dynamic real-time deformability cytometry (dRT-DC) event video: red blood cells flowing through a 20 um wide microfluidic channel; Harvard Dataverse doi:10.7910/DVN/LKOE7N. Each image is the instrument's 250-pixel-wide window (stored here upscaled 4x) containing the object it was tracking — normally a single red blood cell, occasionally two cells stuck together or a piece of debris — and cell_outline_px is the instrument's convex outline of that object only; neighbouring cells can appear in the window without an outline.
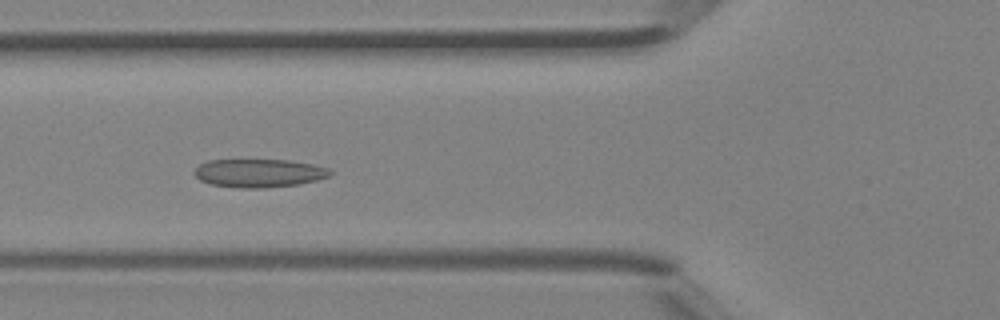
{"species": "Egyptian fruit bat (a non-hibernating species)", "species_latin": "Rousettus aegyptiacus", "temperature_condition": "room temperature", "stored_images_in_passage": 5, "camera_frame_rate_fps": 3000, "um_per_image_px": 0.085, "animal": {"sex": "female"}, "frame": {"image": 1, "passage_image": 5, "time_ms": 1.333, "image_size_px": [1000, 320], "cell_outline_px": [[332, 172], [328, 176], [316, 180], [296, 184], [264, 188], [240, 188], [212, 184], [200, 180], [192, 172], [200, 164], [208, 160], [288, 160], [312, 164], [328, 168]], "centroid_in_image_um": [21.98, 14.71], "position_along_channel_um": 103.8, "area_um2": 22.2}}